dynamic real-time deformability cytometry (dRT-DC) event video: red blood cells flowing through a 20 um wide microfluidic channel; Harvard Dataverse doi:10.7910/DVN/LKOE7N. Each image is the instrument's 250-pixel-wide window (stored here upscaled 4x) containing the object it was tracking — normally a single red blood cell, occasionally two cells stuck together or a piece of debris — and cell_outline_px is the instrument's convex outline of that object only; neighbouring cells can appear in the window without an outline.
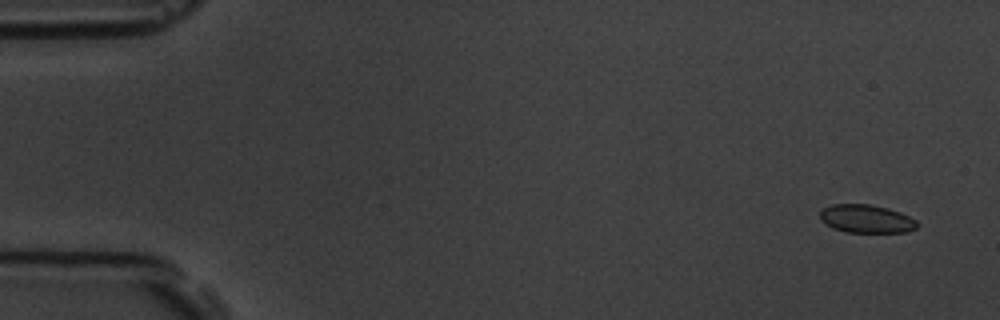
{"species": "common noctule bat (a hibernating species)", "species_latin": "Nyctalus noctula", "temperature_condition": "room temperature", "stored_images_in_passage": 6, "camera_frame_rate_fps": 3000, "um_per_image_px": 0.085, "animal": {"sex": "male", "body_mass_g": 19.5, "forearm_length_mm": 54.6}, "frame": {"image": 1, "passage_image": 1, "time_ms": 0.0, "image_size_px": [1000, 320], "cell_outline_px": [[916, 228], [908, 232], [844, 232], [832, 228], [820, 220], [820, 212], [824, 208], [832, 204], [868, 204], [888, 208], [900, 212], [916, 220]], "centroid_in_image_um": [73.61, 18.6], "position_along_channel_um": 11.4, "area_um2": 15.95}}
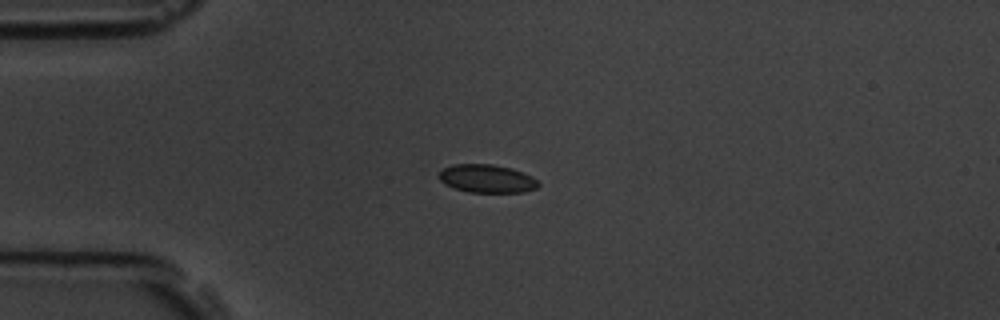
{"frame": {"image": 2, "passage_image": 4, "time_ms": 3.667, "image_size_px": [1000, 320], "cell_outline_px": [[540, 184], [536, 188], [524, 192], [468, 192], [444, 184], [440, 180], [440, 172], [444, 168], [452, 164], [492, 164], [512, 168], [524, 172], [532, 176]], "centroid_in_image_um": [41.41, 15.18], "position_along_channel_um": 43.6, "area_um2": 16.3}}
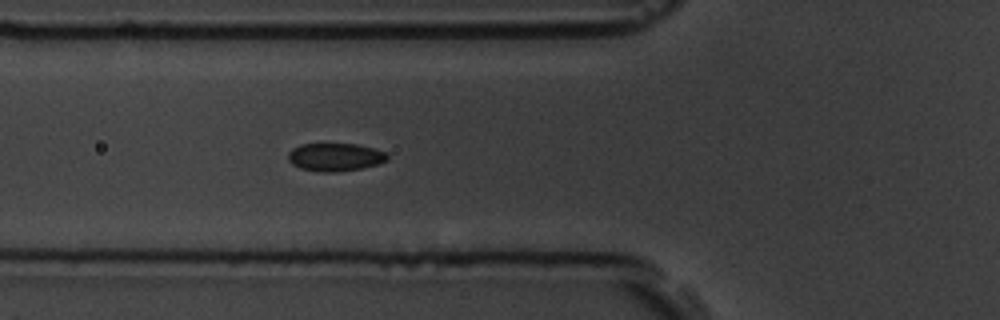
{"frame": {"image": 3, "passage_image": 6, "time_ms": 5.667, "image_size_px": [1000, 320], "cell_outline_px": [[388, 160], [380, 164], [364, 168], [336, 172], [320, 172], [300, 168], [292, 164], [288, 160], [288, 152], [292, 148], [300, 144], [356, 144], [376, 148], [388, 152]], "centroid_in_image_um": [28.53, 13.35], "position_along_channel_um": 97.3, "area_um2": 16.53}}